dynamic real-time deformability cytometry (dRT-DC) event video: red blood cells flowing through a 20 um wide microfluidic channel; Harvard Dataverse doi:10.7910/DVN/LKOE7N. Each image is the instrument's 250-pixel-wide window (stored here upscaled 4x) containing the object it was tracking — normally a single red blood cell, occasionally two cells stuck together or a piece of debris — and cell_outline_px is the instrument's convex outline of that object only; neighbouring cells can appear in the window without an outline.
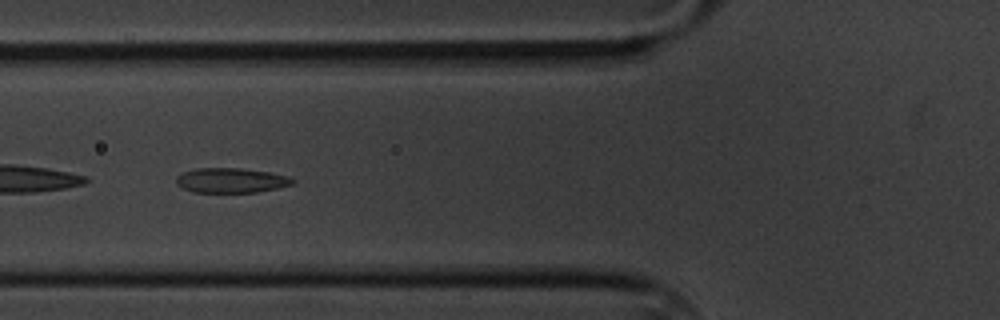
{"species": "common noctule bat (a hibernating species)", "species_latin": "Nyctalus noctula", "temperature_condition": "cold", "stored_images_in_passage": 7, "camera_frame_rate_fps": 3000, "um_per_image_px": 0.085, "animal": {"sex": "male", "body_mass_g": 20.1, "forearm_length_mm": 53.5}, "frame": {"image": 1, "passage_image": 6, "time_ms": 6.0, "image_size_px": [1000, 320], "cell_outline_px": [[296, 184], [256, 192], [192, 192], [176, 184], [176, 176], [180, 172], [196, 168], [240, 168], [268, 172], [288, 176], [296, 180]], "centroid_in_image_um": [19.63, 15.32], "position_along_channel_um": 106.2, "area_um2": 16.94}}